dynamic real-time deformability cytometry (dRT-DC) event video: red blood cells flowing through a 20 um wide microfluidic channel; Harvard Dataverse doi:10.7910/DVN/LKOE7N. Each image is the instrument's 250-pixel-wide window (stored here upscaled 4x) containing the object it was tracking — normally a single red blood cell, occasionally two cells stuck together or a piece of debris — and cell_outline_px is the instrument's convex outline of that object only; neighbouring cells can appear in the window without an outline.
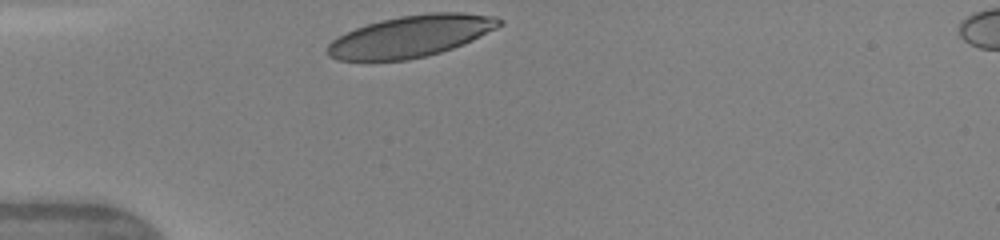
{"species": "human", "species_latin": "Homo sapiens", "temperature_condition": "warm", "stored_images_in_passage": 28, "camera_frame_rate_fps": 3000, "um_per_image_px": 0.085, "donor": {"sex": "female"}, "frame": {"image": 1, "passage_image": 1, "time_ms": 0.0, "image_size_px": [1000, 240], "cell_outline_px": [[504, 24], [472, 40], [452, 48], [440, 52], [408, 60], [336, 60], [328, 56], [324, 52], [328, 44], [332, 40], [356, 28], [368, 24], [400, 16], [428, 12], [464, 12], [496, 16], [504, 20]], "centroid_in_image_um": [34.94, 3.07], "position_along_channel_um": 50.1, "area_um2": 41.56}}
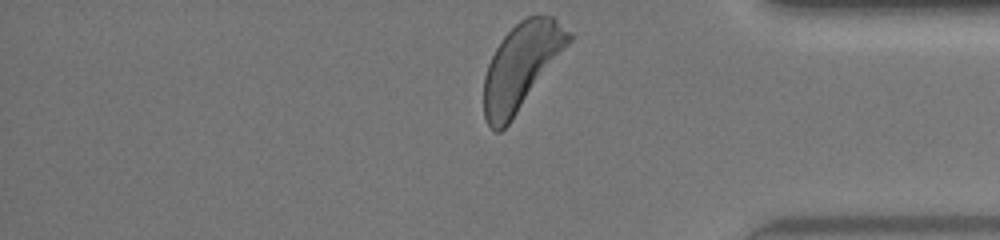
{"frame": {"image": 2, "passage_image": 28, "time_ms": 9.0, "image_size_px": [1000, 240], "cell_outline_px": [[572, 40], [512, 120], [500, 132], [496, 132], [488, 124], [484, 116], [484, 76], [488, 64], [496, 48], [504, 36], [520, 20], [536, 12], [540, 12], [552, 16], [572, 32]], "centroid_in_image_um": [44.33, 5.59], "position_along_channel_um": 390.9, "area_um2": 42.48}, "authors_computed_cell_mechanics": {"area_um2": 42.1073, "velocity_mm_per_s": 4.1386, "shape_relaxation_time_tau1_ms": 3.2075, "shape_relaxation_time_tau2_ms": 2.087, "deformation_change_tau1": 0.1252, "deformation_change_tau2": 0.0652}}